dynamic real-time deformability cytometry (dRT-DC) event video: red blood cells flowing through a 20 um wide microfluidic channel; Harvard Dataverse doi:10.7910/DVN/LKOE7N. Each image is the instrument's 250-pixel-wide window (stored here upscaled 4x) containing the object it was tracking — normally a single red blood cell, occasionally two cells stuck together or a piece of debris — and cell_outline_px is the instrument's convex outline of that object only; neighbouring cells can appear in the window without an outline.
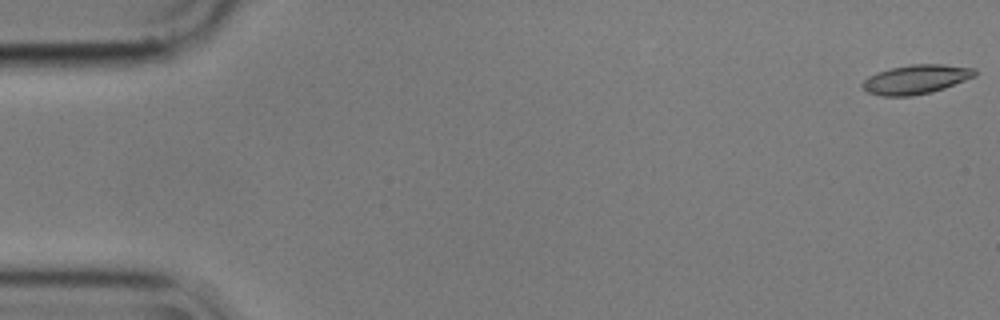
{"species": "common noctule bat (a hibernating species)", "species_latin": "Nyctalus noctula", "temperature_condition": "cold", "stored_images_in_passage": 56, "camera_frame_rate_fps": 3000, "um_per_image_px": 0.085, "animal": {"sex": "male", "body_mass_g": 17.9}, "frame": {"image": 1, "passage_image": 1, "time_ms": 0.0, "image_size_px": [1000, 320], "cell_outline_px": [[976, 76], [944, 88], [932, 92], [912, 96], [880, 96], [868, 92], [860, 84], [868, 76], [892, 68], [912, 64], [944, 64], [976, 68]], "centroid_in_image_um": [77.88, 6.75], "position_along_channel_um": 7.1, "area_um2": 19.07}}
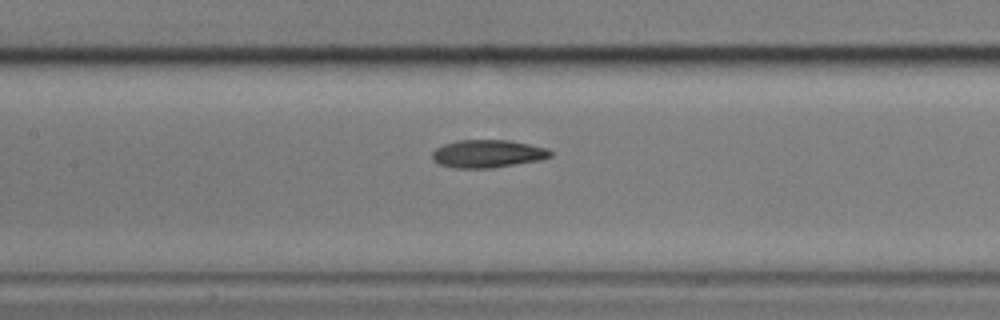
{"frame": {"image": 2, "passage_image": 26, "time_ms": 8.333, "image_size_px": [1000, 320], "cell_outline_px": [[552, 156], [540, 160], [492, 168], [456, 168], [440, 164], [432, 160], [432, 152], [436, 148], [444, 144], [456, 140], [508, 140], [548, 148], [552, 152]], "centroid_in_image_um": [41.44, 13.06], "position_along_channel_um": 166.0, "area_um2": 19.19}}
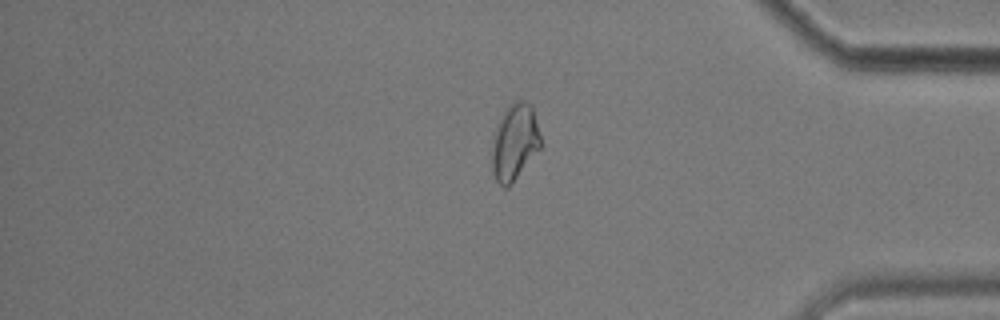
{"frame": {"image": 3, "passage_image": 47, "time_ms": 15.333, "image_size_px": [1000, 320], "cell_outline_px": [[540, 148], [512, 184], [508, 188], [504, 188], [496, 180], [492, 172], [492, 140], [496, 124], [504, 108], [512, 100], [524, 100], [532, 104], [540, 136]], "centroid_in_image_um": [43.72, 12.04], "position_along_channel_um": 391.5, "area_um2": 22.08}, "authors_computed_cell_mechanics": {"area_um2": 19.4786, "velocity_mm_per_s": 3.5558, "shape_relaxation_time_tau1_ms": 3.6271, "shape_relaxation_time_tau2_ms": 7.9813, "deformation_change_tau1": 0.1305, "deformation_change_tau2": 0.1584}}